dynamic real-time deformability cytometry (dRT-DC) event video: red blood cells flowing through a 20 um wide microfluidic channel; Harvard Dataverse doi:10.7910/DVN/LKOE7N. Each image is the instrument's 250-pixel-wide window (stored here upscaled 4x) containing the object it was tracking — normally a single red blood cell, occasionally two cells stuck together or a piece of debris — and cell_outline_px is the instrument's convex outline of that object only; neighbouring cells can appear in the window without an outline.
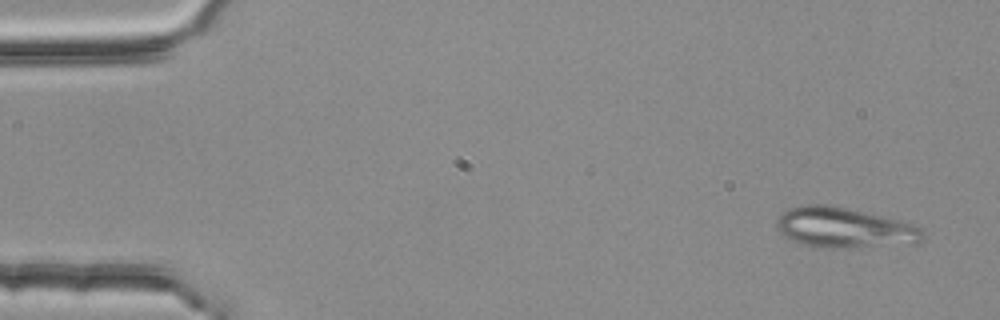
{"species": "common noctule bat (a hibernating species)", "species_latin": "Nyctalus noctula", "temperature_condition": "room temperature", "stored_images_in_passage": 4, "camera_frame_rate_fps": 3000, "um_per_image_px": 0.085, "animal": {"sex": "female", "body_mass_g": 25.1}, "frame": {"image": 1, "passage_image": 1, "time_ms": 0.0, "image_size_px": [1000, 320], "cell_outline_px": [[924, 240], [920, 244], [844, 248], [824, 248], [804, 244], [792, 240], [784, 236], [776, 228], [776, 220], [784, 212], [792, 208], [808, 204], [824, 204], [844, 208], [880, 216], [912, 224], [920, 228], [924, 236]], "centroid_in_image_um": [71.79, 19.39], "position_along_channel_um": 13.2, "area_um2": 34.04}}